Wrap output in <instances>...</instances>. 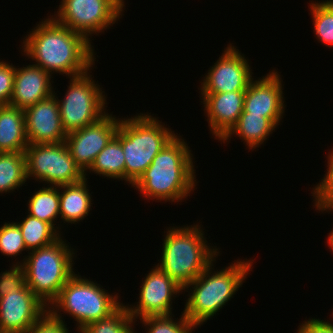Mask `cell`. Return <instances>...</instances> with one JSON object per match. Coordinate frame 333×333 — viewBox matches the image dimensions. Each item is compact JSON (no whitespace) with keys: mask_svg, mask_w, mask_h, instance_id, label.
Here are the masks:
<instances>
[{"mask_svg":"<svg viewBox=\"0 0 333 333\" xmlns=\"http://www.w3.org/2000/svg\"><path fill=\"white\" fill-rule=\"evenodd\" d=\"M165 123L149 114L120 119L115 137L121 142L125 158V182L132 186L152 163L154 157L176 135Z\"/></svg>","mask_w":333,"mask_h":333,"instance_id":"5","label":"cell"},{"mask_svg":"<svg viewBox=\"0 0 333 333\" xmlns=\"http://www.w3.org/2000/svg\"><path fill=\"white\" fill-rule=\"evenodd\" d=\"M89 72L70 77L63 100L57 98L62 126L66 133L95 123L105 114L106 96Z\"/></svg>","mask_w":333,"mask_h":333,"instance_id":"8","label":"cell"},{"mask_svg":"<svg viewBox=\"0 0 333 333\" xmlns=\"http://www.w3.org/2000/svg\"><path fill=\"white\" fill-rule=\"evenodd\" d=\"M331 152V153H330ZM328 154L327 172L321 182L313 188L315 206L319 211H333V151Z\"/></svg>","mask_w":333,"mask_h":333,"instance_id":"29","label":"cell"},{"mask_svg":"<svg viewBox=\"0 0 333 333\" xmlns=\"http://www.w3.org/2000/svg\"><path fill=\"white\" fill-rule=\"evenodd\" d=\"M28 211L29 215L51 224L59 232L54 224L60 216L59 186H44L35 191L29 199Z\"/></svg>","mask_w":333,"mask_h":333,"instance_id":"25","label":"cell"},{"mask_svg":"<svg viewBox=\"0 0 333 333\" xmlns=\"http://www.w3.org/2000/svg\"><path fill=\"white\" fill-rule=\"evenodd\" d=\"M134 321L122 304L112 315L88 324L79 333H136Z\"/></svg>","mask_w":333,"mask_h":333,"instance_id":"26","label":"cell"},{"mask_svg":"<svg viewBox=\"0 0 333 333\" xmlns=\"http://www.w3.org/2000/svg\"><path fill=\"white\" fill-rule=\"evenodd\" d=\"M22 233L27 251L49 246L61 238L60 232L51 224L31 215L21 222H15Z\"/></svg>","mask_w":333,"mask_h":333,"instance_id":"24","label":"cell"},{"mask_svg":"<svg viewBox=\"0 0 333 333\" xmlns=\"http://www.w3.org/2000/svg\"><path fill=\"white\" fill-rule=\"evenodd\" d=\"M171 315L147 316L139 319L147 333H192L197 328L183 313L178 321Z\"/></svg>","mask_w":333,"mask_h":333,"instance_id":"28","label":"cell"},{"mask_svg":"<svg viewBox=\"0 0 333 333\" xmlns=\"http://www.w3.org/2000/svg\"><path fill=\"white\" fill-rule=\"evenodd\" d=\"M45 305L28 287L0 298V330L26 333L46 312Z\"/></svg>","mask_w":333,"mask_h":333,"instance_id":"14","label":"cell"},{"mask_svg":"<svg viewBox=\"0 0 333 333\" xmlns=\"http://www.w3.org/2000/svg\"><path fill=\"white\" fill-rule=\"evenodd\" d=\"M26 181L25 153H0V193H10L20 188Z\"/></svg>","mask_w":333,"mask_h":333,"instance_id":"23","label":"cell"},{"mask_svg":"<svg viewBox=\"0 0 333 333\" xmlns=\"http://www.w3.org/2000/svg\"><path fill=\"white\" fill-rule=\"evenodd\" d=\"M118 298L117 294L110 295L90 279L74 274L50 304L48 311L69 314L75 319L79 333L88 324L112 315L122 305Z\"/></svg>","mask_w":333,"mask_h":333,"instance_id":"7","label":"cell"},{"mask_svg":"<svg viewBox=\"0 0 333 333\" xmlns=\"http://www.w3.org/2000/svg\"><path fill=\"white\" fill-rule=\"evenodd\" d=\"M299 326L297 333H333V323L319 318L309 319Z\"/></svg>","mask_w":333,"mask_h":333,"instance_id":"34","label":"cell"},{"mask_svg":"<svg viewBox=\"0 0 333 333\" xmlns=\"http://www.w3.org/2000/svg\"><path fill=\"white\" fill-rule=\"evenodd\" d=\"M214 261L183 290L191 286L183 314L197 327L212 318L233 298L243 284L249 271L251 260H237L220 271L212 272ZM212 273V274H211ZM194 286V287H193Z\"/></svg>","mask_w":333,"mask_h":333,"instance_id":"4","label":"cell"},{"mask_svg":"<svg viewBox=\"0 0 333 333\" xmlns=\"http://www.w3.org/2000/svg\"><path fill=\"white\" fill-rule=\"evenodd\" d=\"M123 8L124 0H62L52 17L91 41L89 36L109 29L122 17Z\"/></svg>","mask_w":333,"mask_h":333,"instance_id":"10","label":"cell"},{"mask_svg":"<svg viewBox=\"0 0 333 333\" xmlns=\"http://www.w3.org/2000/svg\"><path fill=\"white\" fill-rule=\"evenodd\" d=\"M278 71L273 70L265 77L254 79L245 91L242 113L263 115L270 118L277 126L284 114L283 85Z\"/></svg>","mask_w":333,"mask_h":333,"instance_id":"16","label":"cell"},{"mask_svg":"<svg viewBox=\"0 0 333 333\" xmlns=\"http://www.w3.org/2000/svg\"><path fill=\"white\" fill-rule=\"evenodd\" d=\"M87 185L85 176L79 182L59 186L60 217L64 223H78L88 216L92 199Z\"/></svg>","mask_w":333,"mask_h":333,"instance_id":"20","label":"cell"},{"mask_svg":"<svg viewBox=\"0 0 333 333\" xmlns=\"http://www.w3.org/2000/svg\"><path fill=\"white\" fill-rule=\"evenodd\" d=\"M314 31L317 40L327 46H333V0L314 1L310 4Z\"/></svg>","mask_w":333,"mask_h":333,"instance_id":"27","label":"cell"},{"mask_svg":"<svg viewBox=\"0 0 333 333\" xmlns=\"http://www.w3.org/2000/svg\"><path fill=\"white\" fill-rule=\"evenodd\" d=\"M28 145L24 111L11 105L0 106V153L25 152Z\"/></svg>","mask_w":333,"mask_h":333,"instance_id":"19","label":"cell"},{"mask_svg":"<svg viewBox=\"0 0 333 333\" xmlns=\"http://www.w3.org/2000/svg\"><path fill=\"white\" fill-rule=\"evenodd\" d=\"M61 315L47 311L26 333H70Z\"/></svg>","mask_w":333,"mask_h":333,"instance_id":"32","label":"cell"},{"mask_svg":"<svg viewBox=\"0 0 333 333\" xmlns=\"http://www.w3.org/2000/svg\"><path fill=\"white\" fill-rule=\"evenodd\" d=\"M15 76V67L0 61V106L9 105Z\"/></svg>","mask_w":333,"mask_h":333,"instance_id":"33","label":"cell"},{"mask_svg":"<svg viewBox=\"0 0 333 333\" xmlns=\"http://www.w3.org/2000/svg\"><path fill=\"white\" fill-rule=\"evenodd\" d=\"M120 124L112 114H105L95 123L67 133L65 142L75 164L86 175L97 155L115 136Z\"/></svg>","mask_w":333,"mask_h":333,"instance_id":"11","label":"cell"},{"mask_svg":"<svg viewBox=\"0 0 333 333\" xmlns=\"http://www.w3.org/2000/svg\"><path fill=\"white\" fill-rule=\"evenodd\" d=\"M52 78L47 71L34 64L23 68L15 67L13 93L9 105L25 110L50 97L54 93L50 81Z\"/></svg>","mask_w":333,"mask_h":333,"instance_id":"18","label":"cell"},{"mask_svg":"<svg viewBox=\"0 0 333 333\" xmlns=\"http://www.w3.org/2000/svg\"><path fill=\"white\" fill-rule=\"evenodd\" d=\"M225 49L213 67H210L211 69L208 70L203 82H200L201 93L246 91L254 79L244 54L232 44Z\"/></svg>","mask_w":333,"mask_h":333,"instance_id":"12","label":"cell"},{"mask_svg":"<svg viewBox=\"0 0 333 333\" xmlns=\"http://www.w3.org/2000/svg\"><path fill=\"white\" fill-rule=\"evenodd\" d=\"M328 247L333 251V230L329 233L327 238Z\"/></svg>","mask_w":333,"mask_h":333,"instance_id":"35","label":"cell"},{"mask_svg":"<svg viewBox=\"0 0 333 333\" xmlns=\"http://www.w3.org/2000/svg\"><path fill=\"white\" fill-rule=\"evenodd\" d=\"M192 157L184 138L176 135L154 157L133 187L148 200L182 202L196 186Z\"/></svg>","mask_w":333,"mask_h":333,"instance_id":"2","label":"cell"},{"mask_svg":"<svg viewBox=\"0 0 333 333\" xmlns=\"http://www.w3.org/2000/svg\"><path fill=\"white\" fill-rule=\"evenodd\" d=\"M181 292L183 287L155 265L144 277L137 305L125 306L134 320L147 316L171 315L172 300Z\"/></svg>","mask_w":333,"mask_h":333,"instance_id":"13","label":"cell"},{"mask_svg":"<svg viewBox=\"0 0 333 333\" xmlns=\"http://www.w3.org/2000/svg\"><path fill=\"white\" fill-rule=\"evenodd\" d=\"M73 251L60 238L49 246L28 252L29 256L22 260L27 287L48 307L75 274Z\"/></svg>","mask_w":333,"mask_h":333,"instance_id":"6","label":"cell"},{"mask_svg":"<svg viewBox=\"0 0 333 333\" xmlns=\"http://www.w3.org/2000/svg\"><path fill=\"white\" fill-rule=\"evenodd\" d=\"M23 111L29 145L65 141L67 133L62 126L59 105L54 94Z\"/></svg>","mask_w":333,"mask_h":333,"instance_id":"15","label":"cell"},{"mask_svg":"<svg viewBox=\"0 0 333 333\" xmlns=\"http://www.w3.org/2000/svg\"><path fill=\"white\" fill-rule=\"evenodd\" d=\"M276 127L277 125L270 118L263 117V115L242 113L237 124L221 141L225 143L232 138L231 135H239L238 137L244 143L246 142L248 149L252 150L264 143Z\"/></svg>","mask_w":333,"mask_h":333,"instance_id":"21","label":"cell"},{"mask_svg":"<svg viewBox=\"0 0 333 333\" xmlns=\"http://www.w3.org/2000/svg\"><path fill=\"white\" fill-rule=\"evenodd\" d=\"M201 225L167 229L160 264L156 266L181 287L195 280L218 256V248H211ZM208 244V245H207Z\"/></svg>","mask_w":333,"mask_h":333,"instance_id":"3","label":"cell"},{"mask_svg":"<svg viewBox=\"0 0 333 333\" xmlns=\"http://www.w3.org/2000/svg\"><path fill=\"white\" fill-rule=\"evenodd\" d=\"M25 285L24 265L18 261L10 270L0 274V298L8 293L20 291Z\"/></svg>","mask_w":333,"mask_h":333,"instance_id":"31","label":"cell"},{"mask_svg":"<svg viewBox=\"0 0 333 333\" xmlns=\"http://www.w3.org/2000/svg\"><path fill=\"white\" fill-rule=\"evenodd\" d=\"M90 172L125 181V158L121 142L114 136L97 155Z\"/></svg>","mask_w":333,"mask_h":333,"instance_id":"22","label":"cell"},{"mask_svg":"<svg viewBox=\"0 0 333 333\" xmlns=\"http://www.w3.org/2000/svg\"><path fill=\"white\" fill-rule=\"evenodd\" d=\"M26 176L62 186L81 181L85 174L75 164L66 142L32 144L25 149Z\"/></svg>","mask_w":333,"mask_h":333,"instance_id":"9","label":"cell"},{"mask_svg":"<svg viewBox=\"0 0 333 333\" xmlns=\"http://www.w3.org/2000/svg\"><path fill=\"white\" fill-rule=\"evenodd\" d=\"M27 250L21 230L15 222H6L0 227V251L5 256L20 255ZM20 253V254H19Z\"/></svg>","mask_w":333,"mask_h":333,"instance_id":"30","label":"cell"},{"mask_svg":"<svg viewBox=\"0 0 333 333\" xmlns=\"http://www.w3.org/2000/svg\"><path fill=\"white\" fill-rule=\"evenodd\" d=\"M201 95L211 134L221 141L237 124L243 112L245 91Z\"/></svg>","mask_w":333,"mask_h":333,"instance_id":"17","label":"cell"},{"mask_svg":"<svg viewBox=\"0 0 333 333\" xmlns=\"http://www.w3.org/2000/svg\"><path fill=\"white\" fill-rule=\"evenodd\" d=\"M48 17L24 37L23 54L50 75L57 72L70 78L90 72L96 61L91 42Z\"/></svg>","mask_w":333,"mask_h":333,"instance_id":"1","label":"cell"}]
</instances>
